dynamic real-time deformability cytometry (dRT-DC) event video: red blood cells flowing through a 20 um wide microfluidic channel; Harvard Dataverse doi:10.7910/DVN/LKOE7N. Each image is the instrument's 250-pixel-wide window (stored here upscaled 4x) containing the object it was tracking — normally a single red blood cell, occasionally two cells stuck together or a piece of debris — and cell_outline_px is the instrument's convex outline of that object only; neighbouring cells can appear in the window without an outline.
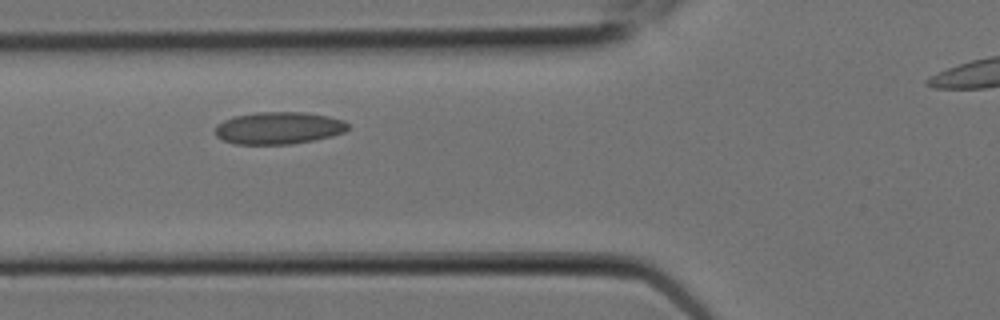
{"species": "Egyptian fruit bat (a non-hibernating species)", "species_latin": "Rousettus aegyptiacus", "temperature_condition": "room temperature", "stored_images_in_passage": 3, "camera_frame_rate_fps": 3000, "um_per_image_px": 0.085, "animal": {"sex": "female"}, "frame": {"image": 1, "passage_image": 2, "time_ms": 0.333, "image_size_px": [1000, 320], "cell_outline_px": [[348, 128], [344, 132], [332, 136], [292, 144], [236, 144], [224, 140], [216, 136], [216, 124], [224, 120], [236, 116], [256, 112], [304, 112], [328, 116], [344, 120], [348, 124]], "centroid_in_image_um": [23.69, 10.88], "position_along_channel_um": 102.1, "area_um2": 24.85}}
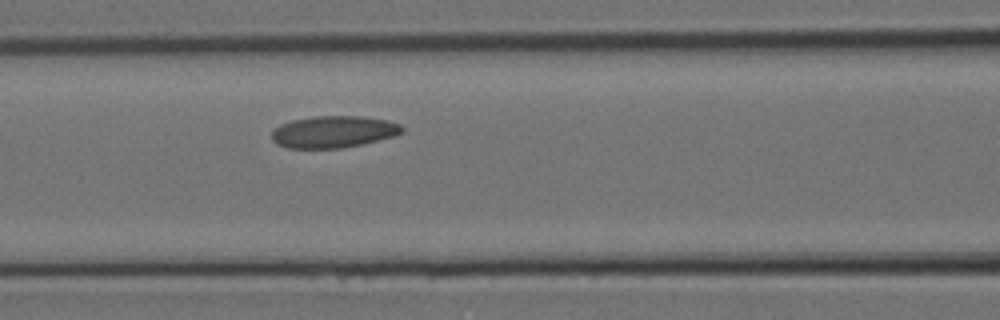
{"frame": {"image": 2, "passage_image": 3, "time_ms": 0.667, "image_size_px": [1000, 320], "cell_outline_px": [[404, 132], [392, 136], [360, 144], [340, 148], [288, 148], [276, 144], [272, 140], [272, 132], [280, 124], [292, 120], [312, 116], [360, 116], [388, 120], [400, 124], [404, 128]], "centroid_in_image_um": [28.33, 11.19], "position_along_channel_um": 138.3, "area_um2": 24.1}}